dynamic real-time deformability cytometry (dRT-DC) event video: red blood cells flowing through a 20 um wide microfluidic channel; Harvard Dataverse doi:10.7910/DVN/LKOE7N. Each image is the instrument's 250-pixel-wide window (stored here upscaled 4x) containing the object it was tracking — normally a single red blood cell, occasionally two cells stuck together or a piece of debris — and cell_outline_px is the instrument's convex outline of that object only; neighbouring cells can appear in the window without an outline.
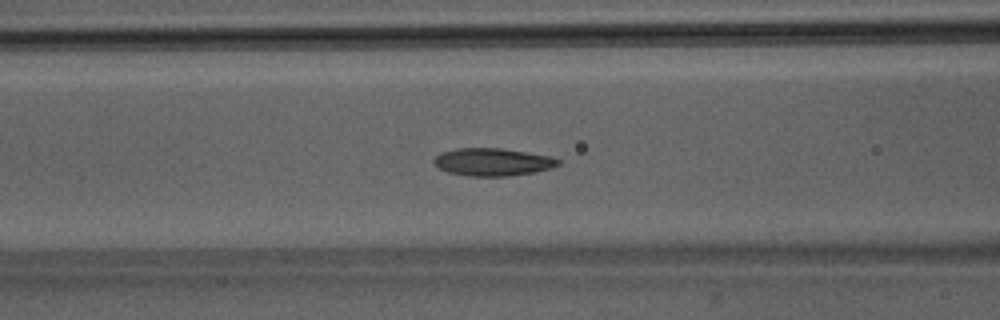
{"species": "Egyptian fruit bat (a non-hibernating species)", "species_latin": "Rousettus aegyptiacus", "temperature_condition": "room temperature", "stored_images_in_passage": 52, "camera_frame_rate_fps": 3000, "um_per_image_px": 0.085, "animal": {"sex": "male"}, "frame": {"image": 1, "passage_image": 22, "time_ms": 7.0, "image_size_px": [1000, 320], "cell_outline_px": [[560, 164], [548, 168], [532, 172], [508, 176], [468, 176], [448, 172], [440, 168], [432, 160], [440, 152], [456, 148], [500, 148], [552, 156], [560, 160]], "centroid_in_image_um": [41.85, 13.76], "position_along_channel_um": 124.8, "area_um2": 19.88}}
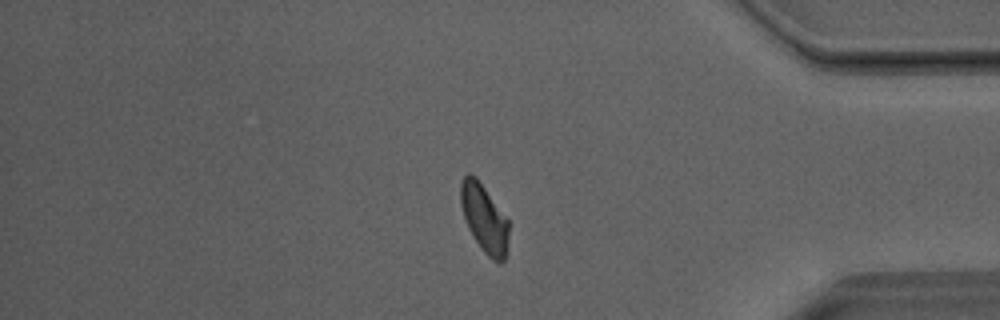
{"frame": {"image": 2, "passage_image": 44, "time_ms": 14.333, "image_size_px": [1000, 320], "cell_outline_px": [[508, 244], [504, 260], [500, 264], [492, 260], [480, 248], [472, 236], [468, 228], [460, 204], [460, 180], [468, 172], [476, 176], [508, 220]], "centroid_in_image_um": [41.14, 18.56], "position_along_channel_um": 394.1, "area_um2": 19.19}}
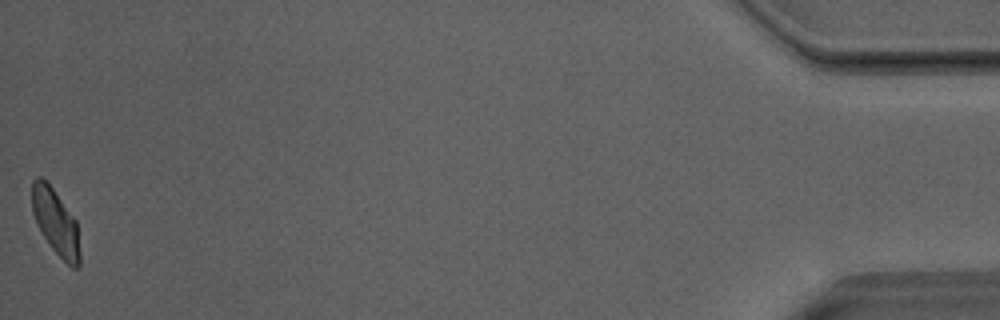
{"frame": {"image": 3, "passage_image": 52, "time_ms": 17.0, "image_size_px": [1000, 320], "cell_outline_px": [[80, 268], [72, 268], [52, 248], [44, 236], [32, 212], [32, 180], [36, 176], [40, 176], [52, 188], [76, 220], [80, 252]], "centroid_in_image_um": [4.74, 18.89], "position_along_channel_um": 430.5, "area_um2": 17.98}, "authors_computed_cell_mechanics": {"area_um2": 19.7387, "velocity_mm_per_s": 4.0248, "shape_relaxation_time_tau1_ms": 2.8426, "shape_relaxation_time_tau2_ms": 1.4416, "deformation_change_tau1": 0.1197, "deformation_change_tau2": 0.0765}}